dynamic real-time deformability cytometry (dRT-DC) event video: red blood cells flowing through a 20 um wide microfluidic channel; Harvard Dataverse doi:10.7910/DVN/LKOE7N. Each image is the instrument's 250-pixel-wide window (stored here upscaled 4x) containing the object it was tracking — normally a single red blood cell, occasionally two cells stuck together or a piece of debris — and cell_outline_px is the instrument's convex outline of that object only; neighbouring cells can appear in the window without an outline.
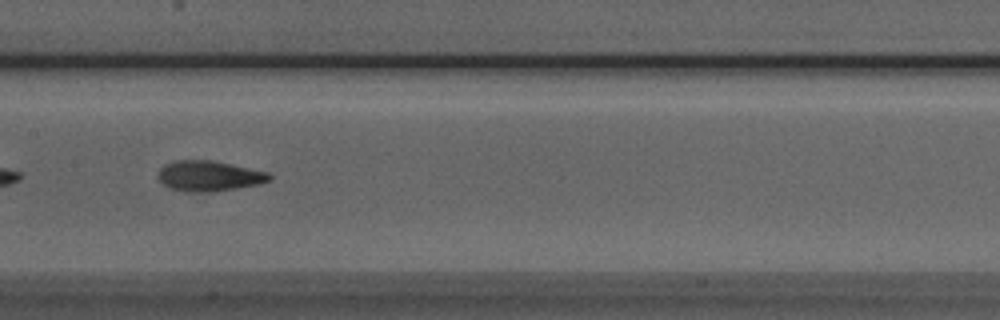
{"species": "Egyptian fruit bat (a non-hibernating species)", "species_latin": "Rousettus aegyptiacus", "temperature_condition": "room temperature", "stored_images_in_passage": 39, "camera_frame_rate_fps": 3000, "um_per_image_px": 0.085, "animal": {"sex": "male"}, "frame": {"image": 1, "passage_image": 12, "time_ms": 3.667, "image_size_px": [1000, 320], "cell_outline_px": [[272, 180], [260, 184], [216, 192], [184, 192], [172, 188], [164, 184], [156, 176], [160, 168], [164, 164], [176, 160], [212, 160], [268, 172], [272, 176]], "centroid_in_image_um": [17.78, 14.96], "position_along_channel_um": 189.6, "area_um2": 19.94}}
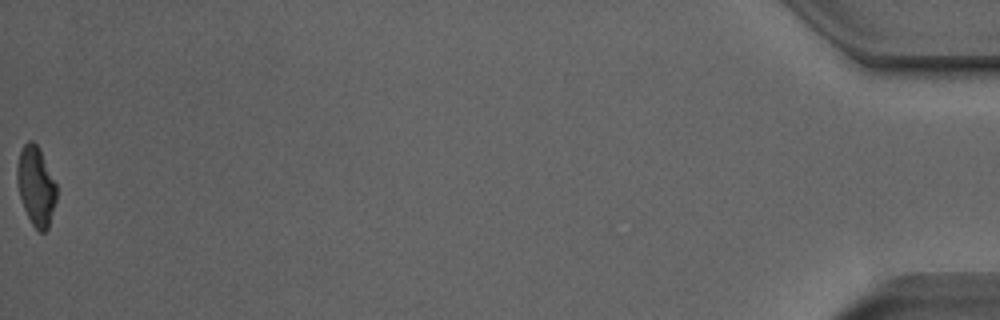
{"frame": {"image": 2, "passage_image": 39, "time_ms": 12.667, "image_size_px": [1000, 320], "cell_outline_px": [[56, 200], [48, 228], [44, 232], [40, 232], [32, 224], [24, 208], [20, 196], [16, 180], [16, 168], [20, 152], [24, 144], [28, 140], [32, 140], [36, 144], [56, 184]], "centroid_in_image_um": [3.04, 15.82], "position_along_channel_um": 432.2, "area_um2": 17.8}, "authors_computed_cell_mechanics": {"area_um2": 19.1318, "velocity_mm_per_s": 3.8966, "shape_relaxation_time_tau1_ms": 3.6484, "shape_relaxation_time_tau2_ms": 3.0236, "deformation_change_tau1": 0.1318, "deformation_change_tau2": 0.1215}}